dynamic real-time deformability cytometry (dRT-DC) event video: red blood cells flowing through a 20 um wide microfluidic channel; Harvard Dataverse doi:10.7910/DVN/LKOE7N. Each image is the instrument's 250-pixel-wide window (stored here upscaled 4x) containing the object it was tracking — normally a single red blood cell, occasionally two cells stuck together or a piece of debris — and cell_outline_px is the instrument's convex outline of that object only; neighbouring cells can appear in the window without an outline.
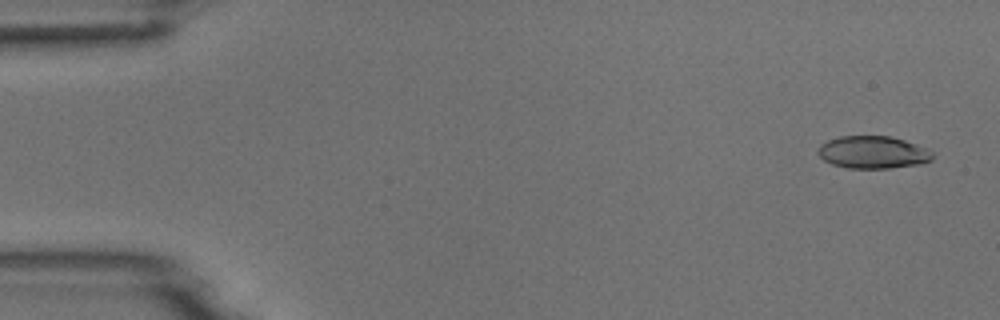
{"species": "common noctule bat (a hibernating species)", "species_latin": "Nyctalus noctula", "temperature_condition": "room temperature", "stored_images_in_passage": 6, "camera_frame_rate_fps": 3000, "um_per_image_px": 0.085, "animal": {"sex": "male", "body_mass_g": 18.8}, "frame": {"image": 1, "passage_image": 1, "time_ms": 0.0, "image_size_px": [1000, 320], "cell_outline_px": [[936, 152], [932, 160], [920, 164], [888, 168], [848, 168], [832, 164], [824, 160], [816, 152], [820, 144], [828, 140], [840, 136], [892, 136], [928, 148]], "centroid_in_image_um": [74.23, 12.94], "position_along_channel_um": 10.8, "area_um2": 21.91}}
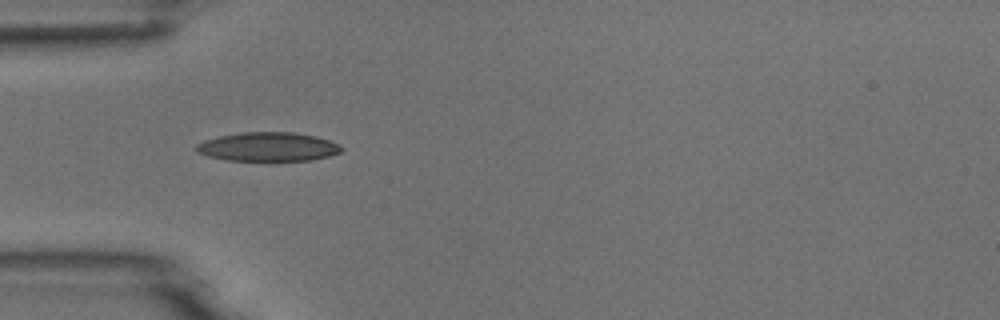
{"frame": {"image": 2, "passage_image": 5, "time_ms": 4.667, "image_size_px": [1000, 320], "cell_outline_px": [[344, 148], [340, 152], [328, 156], [312, 160], [224, 160], [208, 156], [196, 152], [196, 144], [204, 140], [220, 136], [240, 132], [292, 132], [316, 136], [328, 140]], "centroid_in_image_um": [22.75, 12.47], "position_along_channel_um": 62.2, "area_um2": 24.33}}